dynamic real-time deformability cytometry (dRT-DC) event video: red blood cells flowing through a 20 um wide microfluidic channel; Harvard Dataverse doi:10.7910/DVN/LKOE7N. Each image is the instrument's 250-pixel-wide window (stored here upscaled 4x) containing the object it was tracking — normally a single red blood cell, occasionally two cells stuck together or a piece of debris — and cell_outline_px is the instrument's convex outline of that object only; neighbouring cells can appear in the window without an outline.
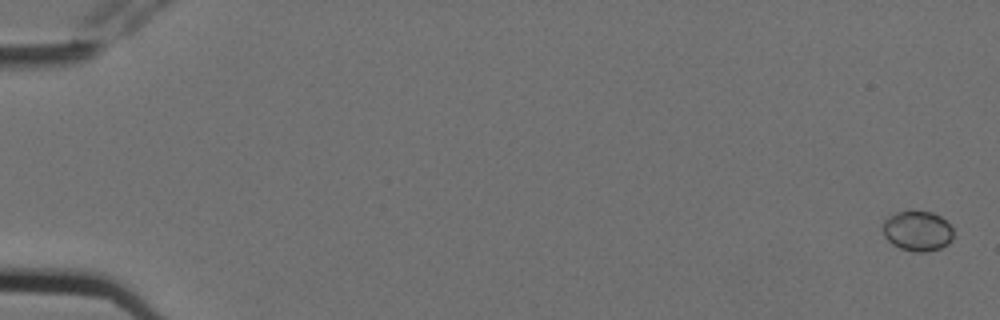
{"species": "Egyptian fruit bat (a non-hibernating species)", "species_latin": "Rousettus aegyptiacus", "temperature_condition": "cold", "stored_images_in_passage": 4, "camera_frame_rate_fps": 3000, "um_per_image_px": 0.085, "animal": {"sex": "female"}, "frame": {"image": 1, "passage_image": 1, "time_ms": 0.0, "image_size_px": [1000, 320], "cell_outline_px": [[952, 240], [948, 244], [940, 248], [924, 252], [912, 252], [900, 248], [892, 244], [884, 236], [884, 220], [888, 216], [896, 212], [932, 212], [940, 216], [952, 228]], "centroid_in_image_um": [77.98, 19.65], "position_along_channel_um": 7.0, "area_um2": 16.3}}